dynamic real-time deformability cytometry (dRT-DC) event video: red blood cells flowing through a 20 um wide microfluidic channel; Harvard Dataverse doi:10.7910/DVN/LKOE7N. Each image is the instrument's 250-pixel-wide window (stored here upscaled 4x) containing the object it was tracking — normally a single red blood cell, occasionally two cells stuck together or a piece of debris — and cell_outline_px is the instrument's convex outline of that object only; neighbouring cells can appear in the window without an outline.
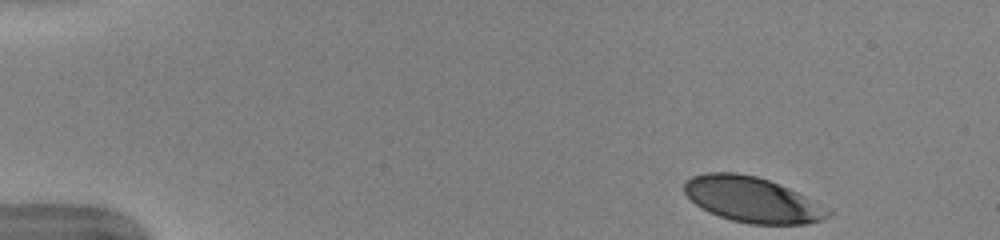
{"species": "human", "species_latin": "Homo sapiens", "temperature_condition": "warm", "stored_images_in_passage": 39, "camera_frame_rate_fps": 3000, "um_per_image_px": 0.085, "donor": {"sex": "female"}, "frame": {"image": 1, "passage_image": 1, "time_ms": 0.0, "image_size_px": [1000, 240], "cell_outline_px": [[832, 216], [808, 224], [748, 224], [732, 220], [708, 212], [696, 204], [684, 192], [684, 184], [692, 176], [708, 172], [736, 172], [756, 176], [768, 180], [788, 188], [832, 208]], "centroid_in_image_um": [63.99, 16.98], "position_along_channel_um": 21.0, "area_um2": 38.15}}
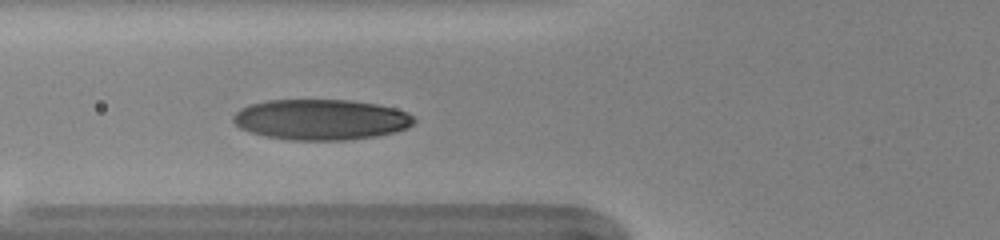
{"frame": {"image": 2, "passage_image": 15, "time_ms": 4.667, "image_size_px": [1000, 240], "cell_outline_px": [[416, 120], [408, 128], [396, 132], [376, 136], [344, 140], [288, 140], [268, 136], [252, 132], [240, 128], [232, 120], [232, 116], [240, 108], [248, 104], [268, 100], [348, 100], [376, 104], [408, 112]], "centroid_in_image_um": [27.27, 10.16], "position_along_channel_um": 98.5, "area_um2": 42.77}}
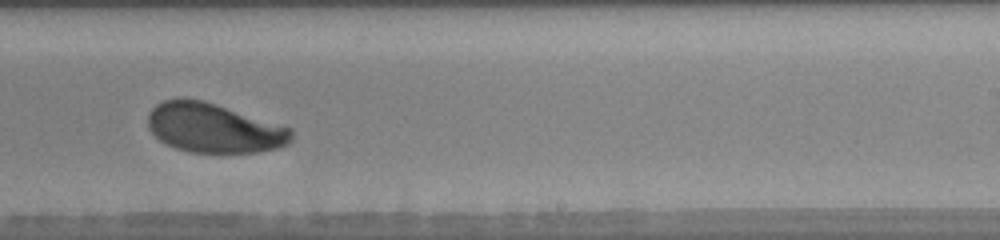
{"frame": {"image": 3, "passage_image": 28, "time_ms": 9.0, "image_size_px": [1000, 240], "cell_outline_px": [[292, 140], [288, 144], [276, 148], [256, 152], [188, 152], [164, 144], [148, 128], [148, 112], [156, 104], [164, 100], [184, 96], [216, 104], [292, 128]], "centroid_in_image_um": [18.14, 10.87], "position_along_channel_um": 270.9, "area_um2": 41.38}, "authors_computed_cell_mechanics": {"area_um2": 42.0784, "velocity_mm_per_s": 3.9793, "shape_relaxation_time_tau1_ms": 2.4719, "shape_relaxation_time_tau2_ms": 2.7594, "deformation_change_tau1": 0.1423, "deformation_change_tau2": 0.086}}